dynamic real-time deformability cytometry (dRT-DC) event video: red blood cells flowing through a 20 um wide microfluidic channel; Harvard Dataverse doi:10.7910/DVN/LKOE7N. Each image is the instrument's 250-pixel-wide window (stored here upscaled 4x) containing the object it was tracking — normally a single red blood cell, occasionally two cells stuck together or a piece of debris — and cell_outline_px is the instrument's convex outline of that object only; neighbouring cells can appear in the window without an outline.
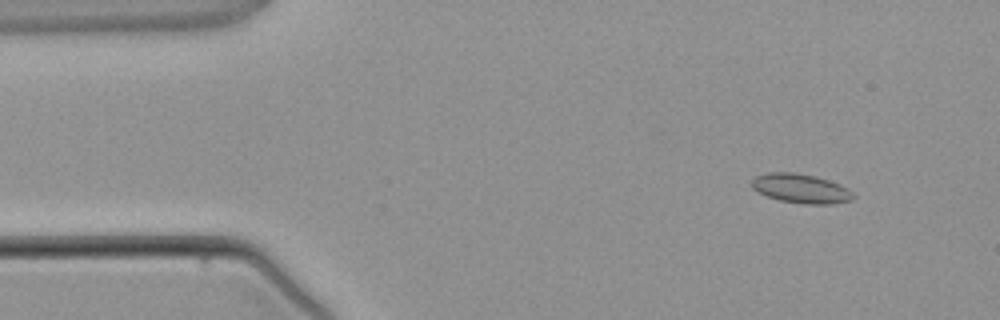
{"species": "common noctule bat (a hibernating species)", "species_latin": "Nyctalus noctula", "temperature_condition": "warm", "stored_images_in_passage": 3, "camera_frame_rate_fps": 3000, "um_per_image_px": 0.085, "animal": {"sex": "male", "body_mass_g": 21.5, "forearm_length_mm": 52.0}, "frame": {"image": 1, "passage_image": 1, "time_ms": 0.0, "image_size_px": [1000, 320], "cell_outline_px": [[856, 196], [852, 200], [832, 204], [804, 204], [780, 200], [768, 196], [752, 188], [752, 180], [756, 176], [768, 172], [792, 172], [816, 176], [840, 184], [848, 188]], "centroid_in_image_um": [68.11, 16.02], "position_along_channel_um": 16.9, "area_um2": 17.28}}